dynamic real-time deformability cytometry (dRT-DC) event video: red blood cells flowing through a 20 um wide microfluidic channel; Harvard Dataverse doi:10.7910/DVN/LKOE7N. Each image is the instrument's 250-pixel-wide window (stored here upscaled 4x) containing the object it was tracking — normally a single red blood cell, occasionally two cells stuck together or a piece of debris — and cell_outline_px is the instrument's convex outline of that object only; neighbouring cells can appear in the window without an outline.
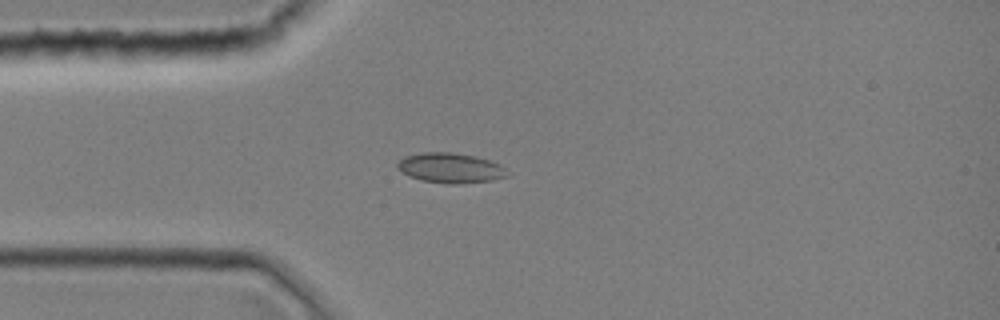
{"species": "common noctule bat (a hibernating species)", "species_latin": "Nyctalus noctula", "temperature_condition": "room temperature", "stored_images_in_passage": 1, "camera_frame_rate_fps": 3000, "um_per_image_px": 0.085, "animal": {"sex": "female", "body_mass_g": 19.0, "forearm_length_mm": 51.5}, "frame": {"image": 1, "passage_image": 1, "time_ms": 0.0, "image_size_px": [1000, 320], "cell_outline_px": [[508, 176], [492, 180], [452, 184], [448, 184], [420, 180], [408, 176], [396, 164], [404, 156], [420, 152], [452, 152], [472, 156], [488, 160], [500, 164], [504, 168]], "centroid_in_image_um": [38.26, 14.27], "position_along_channel_um": 46.7, "area_um2": 18.96}}